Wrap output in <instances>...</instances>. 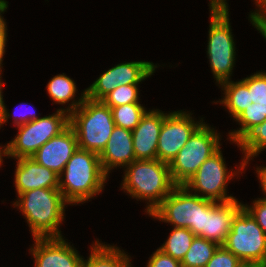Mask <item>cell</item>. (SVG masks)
Listing matches in <instances>:
<instances>
[{
  "mask_svg": "<svg viewBox=\"0 0 266 267\" xmlns=\"http://www.w3.org/2000/svg\"><path fill=\"white\" fill-rule=\"evenodd\" d=\"M223 97L213 103L222 104L240 128L229 131L228 140L235 142L249 127L266 120V71H256L239 81L219 85Z\"/></svg>",
  "mask_w": 266,
  "mask_h": 267,
  "instance_id": "cell-1",
  "label": "cell"
},
{
  "mask_svg": "<svg viewBox=\"0 0 266 267\" xmlns=\"http://www.w3.org/2000/svg\"><path fill=\"white\" fill-rule=\"evenodd\" d=\"M25 217L32 238L63 237L60 226L70 205L58 188H37L17 196L12 203Z\"/></svg>",
  "mask_w": 266,
  "mask_h": 267,
  "instance_id": "cell-2",
  "label": "cell"
},
{
  "mask_svg": "<svg viewBox=\"0 0 266 267\" xmlns=\"http://www.w3.org/2000/svg\"><path fill=\"white\" fill-rule=\"evenodd\" d=\"M108 178L97 153L77 148L59 175L58 189L71 206L84 204L104 190Z\"/></svg>",
  "mask_w": 266,
  "mask_h": 267,
  "instance_id": "cell-3",
  "label": "cell"
},
{
  "mask_svg": "<svg viewBox=\"0 0 266 267\" xmlns=\"http://www.w3.org/2000/svg\"><path fill=\"white\" fill-rule=\"evenodd\" d=\"M120 187L128 196L146 202L145 213L150 215L176 186L169 164L158 159L134 160L124 168Z\"/></svg>",
  "mask_w": 266,
  "mask_h": 267,
  "instance_id": "cell-4",
  "label": "cell"
},
{
  "mask_svg": "<svg viewBox=\"0 0 266 267\" xmlns=\"http://www.w3.org/2000/svg\"><path fill=\"white\" fill-rule=\"evenodd\" d=\"M69 126L76 134L78 148L99 155L105 148L115 123L109 106L102 101L86 97L83 103L69 114Z\"/></svg>",
  "mask_w": 266,
  "mask_h": 267,
  "instance_id": "cell-5",
  "label": "cell"
},
{
  "mask_svg": "<svg viewBox=\"0 0 266 267\" xmlns=\"http://www.w3.org/2000/svg\"><path fill=\"white\" fill-rule=\"evenodd\" d=\"M210 21L207 42V58L215 83L232 80L236 62V44L229 19V8L209 7Z\"/></svg>",
  "mask_w": 266,
  "mask_h": 267,
  "instance_id": "cell-6",
  "label": "cell"
},
{
  "mask_svg": "<svg viewBox=\"0 0 266 267\" xmlns=\"http://www.w3.org/2000/svg\"><path fill=\"white\" fill-rule=\"evenodd\" d=\"M236 171L228 170L221 148L204 161L197 172L184 184L192 193L216 203L233 201L237 198L228 195L229 181L239 174H245L246 163L241 160Z\"/></svg>",
  "mask_w": 266,
  "mask_h": 267,
  "instance_id": "cell-7",
  "label": "cell"
},
{
  "mask_svg": "<svg viewBox=\"0 0 266 267\" xmlns=\"http://www.w3.org/2000/svg\"><path fill=\"white\" fill-rule=\"evenodd\" d=\"M221 133L205 122L191 135L169 164L175 185H184L201 164L221 148Z\"/></svg>",
  "mask_w": 266,
  "mask_h": 267,
  "instance_id": "cell-8",
  "label": "cell"
},
{
  "mask_svg": "<svg viewBox=\"0 0 266 267\" xmlns=\"http://www.w3.org/2000/svg\"><path fill=\"white\" fill-rule=\"evenodd\" d=\"M212 202L190 192L184 185H176L149 216L173 227L189 228L201 237L202 209Z\"/></svg>",
  "mask_w": 266,
  "mask_h": 267,
  "instance_id": "cell-9",
  "label": "cell"
},
{
  "mask_svg": "<svg viewBox=\"0 0 266 267\" xmlns=\"http://www.w3.org/2000/svg\"><path fill=\"white\" fill-rule=\"evenodd\" d=\"M69 126V114L61 109L55 113L16 126L18 133L7 143L8 159L31 157L51 138Z\"/></svg>",
  "mask_w": 266,
  "mask_h": 267,
  "instance_id": "cell-10",
  "label": "cell"
},
{
  "mask_svg": "<svg viewBox=\"0 0 266 267\" xmlns=\"http://www.w3.org/2000/svg\"><path fill=\"white\" fill-rule=\"evenodd\" d=\"M223 246L242 262L266 264V234L244 207L234 216Z\"/></svg>",
  "mask_w": 266,
  "mask_h": 267,
  "instance_id": "cell-11",
  "label": "cell"
},
{
  "mask_svg": "<svg viewBox=\"0 0 266 267\" xmlns=\"http://www.w3.org/2000/svg\"><path fill=\"white\" fill-rule=\"evenodd\" d=\"M192 114L186 110H178L165 116L158 138V160L170 164L191 135L204 123L203 118L196 120Z\"/></svg>",
  "mask_w": 266,
  "mask_h": 267,
  "instance_id": "cell-12",
  "label": "cell"
},
{
  "mask_svg": "<svg viewBox=\"0 0 266 267\" xmlns=\"http://www.w3.org/2000/svg\"><path fill=\"white\" fill-rule=\"evenodd\" d=\"M157 64L149 61L123 62L103 72L86 88V97L94 101H101L108 93L119 85L140 84L151 77Z\"/></svg>",
  "mask_w": 266,
  "mask_h": 267,
  "instance_id": "cell-13",
  "label": "cell"
},
{
  "mask_svg": "<svg viewBox=\"0 0 266 267\" xmlns=\"http://www.w3.org/2000/svg\"><path fill=\"white\" fill-rule=\"evenodd\" d=\"M64 238H34V267H83L84 257Z\"/></svg>",
  "mask_w": 266,
  "mask_h": 267,
  "instance_id": "cell-14",
  "label": "cell"
},
{
  "mask_svg": "<svg viewBox=\"0 0 266 267\" xmlns=\"http://www.w3.org/2000/svg\"><path fill=\"white\" fill-rule=\"evenodd\" d=\"M242 204L235 199L223 203L212 202L206 209H202L201 238L223 245Z\"/></svg>",
  "mask_w": 266,
  "mask_h": 267,
  "instance_id": "cell-15",
  "label": "cell"
},
{
  "mask_svg": "<svg viewBox=\"0 0 266 267\" xmlns=\"http://www.w3.org/2000/svg\"><path fill=\"white\" fill-rule=\"evenodd\" d=\"M78 148L74 130L68 126L58 136L42 145L32 156L38 164L60 175L65 165Z\"/></svg>",
  "mask_w": 266,
  "mask_h": 267,
  "instance_id": "cell-16",
  "label": "cell"
},
{
  "mask_svg": "<svg viewBox=\"0 0 266 267\" xmlns=\"http://www.w3.org/2000/svg\"><path fill=\"white\" fill-rule=\"evenodd\" d=\"M167 114L159 109L148 110L132 131L136 160L157 159L158 138Z\"/></svg>",
  "mask_w": 266,
  "mask_h": 267,
  "instance_id": "cell-17",
  "label": "cell"
},
{
  "mask_svg": "<svg viewBox=\"0 0 266 267\" xmlns=\"http://www.w3.org/2000/svg\"><path fill=\"white\" fill-rule=\"evenodd\" d=\"M14 186L17 196L37 188H59V175L31 157L16 159Z\"/></svg>",
  "mask_w": 266,
  "mask_h": 267,
  "instance_id": "cell-18",
  "label": "cell"
},
{
  "mask_svg": "<svg viewBox=\"0 0 266 267\" xmlns=\"http://www.w3.org/2000/svg\"><path fill=\"white\" fill-rule=\"evenodd\" d=\"M103 171L109 176L114 168H125L135 158L133 150L132 131L115 126L111 136L99 154Z\"/></svg>",
  "mask_w": 266,
  "mask_h": 267,
  "instance_id": "cell-19",
  "label": "cell"
},
{
  "mask_svg": "<svg viewBox=\"0 0 266 267\" xmlns=\"http://www.w3.org/2000/svg\"><path fill=\"white\" fill-rule=\"evenodd\" d=\"M49 98L55 103L60 105H66L65 108H59L66 111L68 114L75 111L86 98V89L81 92L80 98L76 96L78 89L75 81L67 76L65 73L58 74L51 78L46 85ZM77 97V100L76 98Z\"/></svg>",
  "mask_w": 266,
  "mask_h": 267,
  "instance_id": "cell-20",
  "label": "cell"
},
{
  "mask_svg": "<svg viewBox=\"0 0 266 267\" xmlns=\"http://www.w3.org/2000/svg\"><path fill=\"white\" fill-rule=\"evenodd\" d=\"M126 253L114 244L96 239L91 245L88 259L83 260V267H133L131 257Z\"/></svg>",
  "mask_w": 266,
  "mask_h": 267,
  "instance_id": "cell-21",
  "label": "cell"
},
{
  "mask_svg": "<svg viewBox=\"0 0 266 267\" xmlns=\"http://www.w3.org/2000/svg\"><path fill=\"white\" fill-rule=\"evenodd\" d=\"M240 151H242V160L246 166L250 163L253 157H257L266 149V120L261 124H255L249 127L235 142Z\"/></svg>",
  "mask_w": 266,
  "mask_h": 267,
  "instance_id": "cell-22",
  "label": "cell"
},
{
  "mask_svg": "<svg viewBox=\"0 0 266 267\" xmlns=\"http://www.w3.org/2000/svg\"><path fill=\"white\" fill-rule=\"evenodd\" d=\"M220 245L195 236L181 261L182 267H205Z\"/></svg>",
  "mask_w": 266,
  "mask_h": 267,
  "instance_id": "cell-23",
  "label": "cell"
},
{
  "mask_svg": "<svg viewBox=\"0 0 266 267\" xmlns=\"http://www.w3.org/2000/svg\"><path fill=\"white\" fill-rule=\"evenodd\" d=\"M195 235L189 228L173 227L167 240L159 247L173 259L182 261Z\"/></svg>",
  "mask_w": 266,
  "mask_h": 267,
  "instance_id": "cell-24",
  "label": "cell"
},
{
  "mask_svg": "<svg viewBox=\"0 0 266 267\" xmlns=\"http://www.w3.org/2000/svg\"><path fill=\"white\" fill-rule=\"evenodd\" d=\"M115 126L133 131L148 111L141 103L110 107Z\"/></svg>",
  "mask_w": 266,
  "mask_h": 267,
  "instance_id": "cell-25",
  "label": "cell"
},
{
  "mask_svg": "<svg viewBox=\"0 0 266 267\" xmlns=\"http://www.w3.org/2000/svg\"><path fill=\"white\" fill-rule=\"evenodd\" d=\"M139 92V84L119 85L115 90L108 93L101 101L109 107L140 103Z\"/></svg>",
  "mask_w": 266,
  "mask_h": 267,
  "instance_id": "cell-26",
  "label": "cell"
},
{
  "mask_svg": "<svg viewBox=\"0 0 266 267\" xmlns=\"http://www.w3.org/2000/svg\"><path fill=\"white\" fill-rule=\"evenodd\" d=\"M23 105L25 108H24V110L22 109L24 112L21 113L19 111V108H21V107L23 108ZM29 105H31V104H29V103L19 104V106H18L19 108L16 107L17 109L14 110L13 114L8 112L9 110L7 108H5L3 125L4 124L6 125V123L8 122V119H11V118H13L14 121H12V122L15 126L25 124V123H28L30 121H33V120H36L37 118H39L40 117L39 115H41V114L40 113L37 114L36 110H34V108H33V105L32 106H29ZM30 108H32V109H30ZM25 109H26V111H25ZM18 112H20V113H18Z\"/></svg>",
  "mask_w": 266,
  "mask_h": 267,
  "instance_id": "cell-27",
  "label": "cell"
},
{
  "mask_svg": "<svg viewBox=\"0 0 266 267\" xmlns=\"http://www.w3.org/2000/svg\"><path fill=\"white\" fill-rule=\"evenodd\" d=\"M242 261L220 245L205 267H238Z\"/></svg>",
  "mask_w": 266,
  "mask_h": 267,
  "instance_id": "cell-28",
  "label": "cell"
},
{
  "mask_svg": "<svg viewBox=\"0 0 266 267\" xmlns=\"http://www.w3.org/2000/svg\"><path fill=\"white\" fill-rule=\"evenodd\" d=\"M266 234V198L253 200L252 205L242 204Z\"/></svg>",
  "mask_w": 266,
  "mask_h": 267,
  "instance_id": "cell-29",
  "label": "cell"
},
{
  "mask_svg": "<svg viewBox=\"0 0 266 267\" xmlns=\"http://www.w3.org/2000/svg\"><path fill=\"white\" fill-rule=\"evenodd\" d=\"M146 267H182V264L158 248L149 257Z\"/></svg>",
  "mask_w": 266,
  "mask_h": 267,
  "instance_id": "cell-30",
  "label": "cell"
},
{
  "mask_svg": "<svg viewBox=\"0 0 266 267\" xmlns=\"http://www.w3.org/2000/svg\"><path fill=\"white\" fill-rule=\"evenodd\" d=\"M257 8L249 14V20L252 26L259 31L266 27V0H258L255 4Z\"/></svg>",
  "mask_w": 266,
  "mask_h": 267,
  "instance_id": "cell-31",
  "label": "cell"
},
{
  "mask_svg": "<svg viewBox=\"0 0 266 267\" xmlns=\"http://www.w3.org/2000/svg\"><path fill=\"white\" fill-rule=\"evenodd\" d=\"M8 8V1L0 0V35H8L7 33V26L6 20L3 17V14L7 11Z\"/></svg>",
  "mask_w": 266,
  "mask_h": 267,
  "instance_id": "cell-32",
  "label": "cell"
},
{
  "mask_svg": "<svg viewBox=\"0 0 266 267\" xmlns=\"http://www.w3.org/2000/svg\"><path fill=\"white\" fill-rule=\"evenodd\" d=\"M255 168L258 180L260 182V187L262 188V192L264 195L263 198H266V166H257Z\"/></svg>",
  "mask_w": 266,
  "mask_h": 267,
  "instance_id": "cell-33",
  "label": "cell"
},
{
  "mask_svg": "<svg viewBox=\"0 0 266 267\" xmlns=\"http://www.w3.org/2000/svg\"><path fill=\"white\" fill-rule=\"evenodd\" d=\"M2 71H0V129L2 128L3 121H4V114L6 105L4 103V96H3V87L5 86L4 82L2 81Z\"/></svg>",
  "mask_w": 266,
  "mask_h": 267,
  "instance_id": "cell-34",
  "label": "cell"
},
{
  "mask_svg": "<svg viewBox=\"0 0 266 267\" xmlns=\"http://www.w3.org/2000/svg\"><path fill=\"white\" fill-rule=\"evenodd\" d=\"M7 37L8 35H0V71H2L3 68V58L6 52V44H7Z\"/></svg>",
  "mask_w": 266,
  "mask_h": 267,
  "instance_id": "cell-35",
  "label": "cell"
},
{
  "mask_svg": "<svg viewBox=\"0 0 266 267\" xmlns=\"http://www.w3.org/2000/svg\"><path fill=\"white\" fill-rule=\"evenodd\" d=\"M209 7H217V8H229L227 0H210Z\"/></svg>",
  "mask_w": 266,
  "mask_h": 267,
  "instance_id": "cell-36",
  "label": "cell"
},
{
  "mask_svg": "<svg viewBox=\"0 0 266 267\" xmlns=\"http://www.w3.org/2000/svg\"><path fill=\"white\" fill-rule=\"evenodd\" d=\"M238 267H266V264L259 262H241Z\"/></svg>",
  "mask_w": 266,
  "mask_h": 267,
  "instance_id": "cell-37",
  "label": "cell"
},
{
  "mask_svg": "<svg viewBox=\"0 0 266 267\" xmlns=\"http://www.w3.org/2000/svg\"><path fill=\"white\" fill-rule=\"evenodd\" d=\"M8 157V150H7V143L5 145H0V168L1 164L3 163V158Z\"/></svg>",
  "mask_w": 266,
  "mask_h": 267,
  "instance_id": "cell-38",
  "label": "cell"
},
{
  "mask_svg": "<svg viewBox=\"0 0 266 267\" xmlns=\"http://www.w3.org/2000/svg\"><path fill=\"white\" fill-rule=\"evenodd\" d=\"M259 33L263 36V38L266 40V27L259 30Z\"/></svg>",
  "mask_w": 266,
  "mask_h": 267,
  "instance_id": "cell-39",
  "label": "cell"
}]
</instances>
